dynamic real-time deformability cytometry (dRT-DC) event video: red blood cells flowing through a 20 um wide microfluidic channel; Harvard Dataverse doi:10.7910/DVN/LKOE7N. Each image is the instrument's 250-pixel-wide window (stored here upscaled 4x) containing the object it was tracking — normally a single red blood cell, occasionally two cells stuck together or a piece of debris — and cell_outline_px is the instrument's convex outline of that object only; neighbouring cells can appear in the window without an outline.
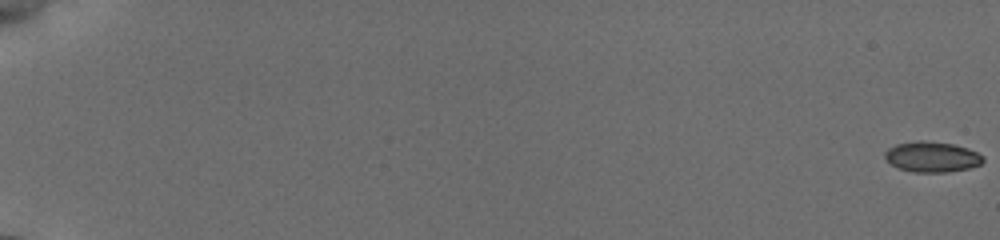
{"species": "common noctule bat (a hibernating species)", "species_latin": "Nyctalus noctula", "temperature_condition": "cold", "stored_images_in_passage": 59, "camera_frame_rate_fps": 3000, "um_per_image_px": 0.085, "animal": {"sex": "female", "body_mass_g": 19.5, "forearm_length_mm": 54.1}, "frame": {"image": 1, "passage_image": 1, "time_ms": 0.0, "image_size_px": [1000, 240], "cell_outline_px": [[984, 160], [980, 164], [968, 168], [944, 172], [912, 172], [900, 168], [884, 160], [884, 152], [888, 148], [896, 144], [924, 140], [952, 144], [968, 148], [984, 156]], "centroid_in_image_um": [79.19, 13.33], "position_along_channel_um": 5.8, "area_um2": 17.34}}
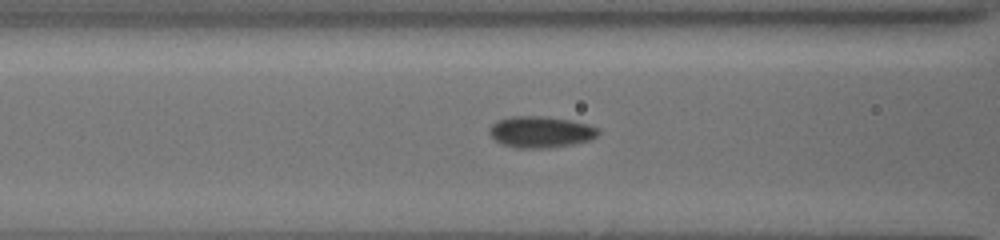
{"frame": {"image": 2, "passage_image": 34, "time_ms": 8.667, "image_size_px": [1000, 240], "cell_outline_px": [[600, 132], [596, 136], [588, 140], [572, 144], [548, 148], [516, 148], [504, 144], [496, 140], [488, 132], [488, 128], [492, 124], [500, 120], [512, 116], [544, 116], [568, 120], [588, 124], [596, 128]], "centroid_in_image_um": [45.93, 11.21], "position_along_channel_um": 120.7, "area_um2": 19.65}}
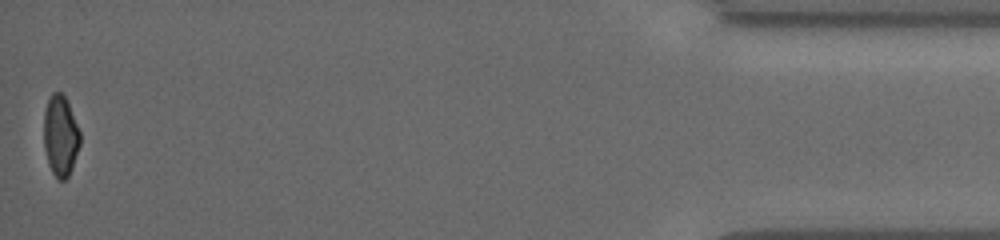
{"frame": {"image": 3, "passage_image": 59, "time_ms": 18.667, "image_size_px": [1000, 240], "cell_outline_px": [[80, 144], [72, 168], [68, 176], [64, 180], [56, 180], [48, 164], [44, 148], [44, 112], [48, 100], [52, 92], [60, 92], [64, 96], [68, 104], [80, 132]], "centroid_in_image_um": [5.13, 11.58], "position_along_channel_um": 430.1, "area_um2": 16.99}, "authors_computed_cell_mechanics": {"area_um2": 18.2648, "velocity_mm_per_s": 3.8451, "shape_relaxation_time_tau1_ms": 4.2124, "shape_relaxation_time_tau2_ms": 1.6949, "deformation_change_tau1": 0.0828, "deformation_change_tau2": 0.0423}}